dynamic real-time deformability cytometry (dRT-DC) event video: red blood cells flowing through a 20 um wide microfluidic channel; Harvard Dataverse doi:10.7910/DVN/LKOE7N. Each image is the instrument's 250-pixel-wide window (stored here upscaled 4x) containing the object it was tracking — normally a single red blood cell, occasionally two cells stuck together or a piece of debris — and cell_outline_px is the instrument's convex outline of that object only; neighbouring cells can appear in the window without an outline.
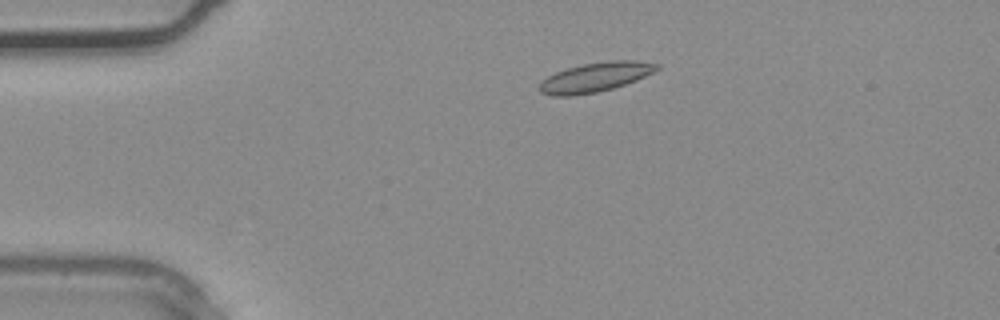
{"species": "common noctule bat (a hibernating species)", "species_latin": "Nyctalus noctula", "temperature_condition": "warm", "stored_images_in_passage": 35, "camera_frame_rate_fps": 3000, "um_per_image_px": 0.085, "animal": {"sex": "male", "body_mass_g": 20.4}, "frame": {"image": 1, "passage_image": 6, "time_ms": 1.667, "image_size_px": [1000, 320], "cell_outline_px": [[660, 68], [636, 80], [612, 88], [596, 92], [572, 96], [552, 96], [540, 92], [536, 88], [548, 76], [556, 72], [580, 64], [608, 60], [632, 60], [660, 64]], "centroid_in_image_um": [50.57, 6.56], "position_along_channel_um": 34.4, "area_um2": 20.06}}
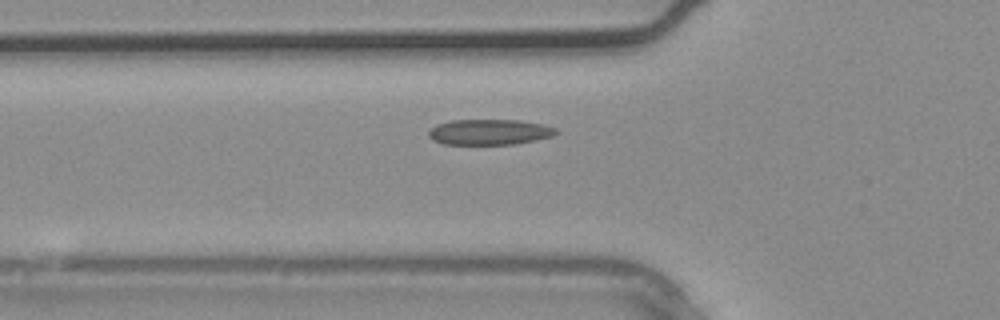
{"frame": {"image": 2, "passage_image": 11, "time_ms": 3.333, "image_size_px": [1000, 320], "cell_outline_px": [[560, 132], [552, 136], [536, 140], [512, 144], [444, 144], [432, 140], [428, 136], [428, 132], [436, 124], [452, 120], [520, 120], [544, 124], [556, 128]], "centroid_in_image_um": [41.62, 11.22], "position_along_channel_um": 84.2, "area_um2": 19.07}}